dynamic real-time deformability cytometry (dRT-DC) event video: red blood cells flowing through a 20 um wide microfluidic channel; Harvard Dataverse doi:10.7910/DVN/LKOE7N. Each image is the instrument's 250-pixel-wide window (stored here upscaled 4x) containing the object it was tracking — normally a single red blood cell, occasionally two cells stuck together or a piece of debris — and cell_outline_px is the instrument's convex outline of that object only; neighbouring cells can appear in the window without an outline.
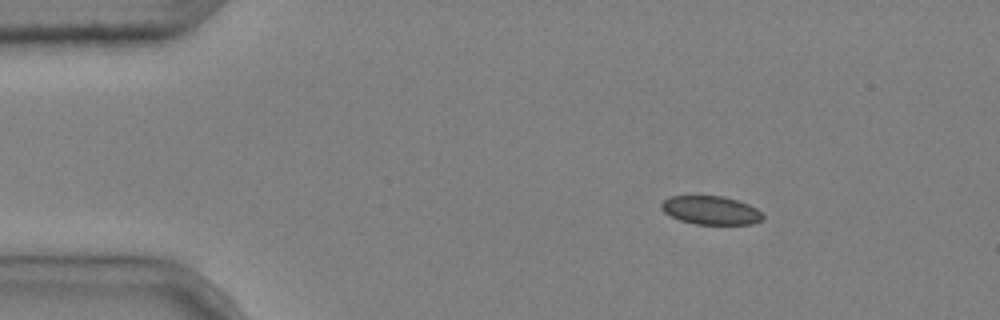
{"species": "common noctule bat (a hibernating species)", "species_latin": "Nyctalus noctula", "temperature_condition": "cold", "stored_images_in_passage": 3, "camera_frame_rate_fps": 3000, "um_per_image_px": 0.085, "animal": {"sex": "male", "body_mass_g": 20.4}, "frame": {"image": 1, "passage_image": 1, "time_ms": 0.0, "image_size_px": [1000, 320], "cell_outline_px": [[764, 216], [760, 220], [752, 224], [696, 224], [680, 220], [664, 212], [660, 208], [660, 204], [668, 196], [724, 196], [748, 204], [756, 208]], "centroid_in_image_um": [60.39, 17.87], "position_along_channel_um": 24.6, "area_um2": 16.76}}